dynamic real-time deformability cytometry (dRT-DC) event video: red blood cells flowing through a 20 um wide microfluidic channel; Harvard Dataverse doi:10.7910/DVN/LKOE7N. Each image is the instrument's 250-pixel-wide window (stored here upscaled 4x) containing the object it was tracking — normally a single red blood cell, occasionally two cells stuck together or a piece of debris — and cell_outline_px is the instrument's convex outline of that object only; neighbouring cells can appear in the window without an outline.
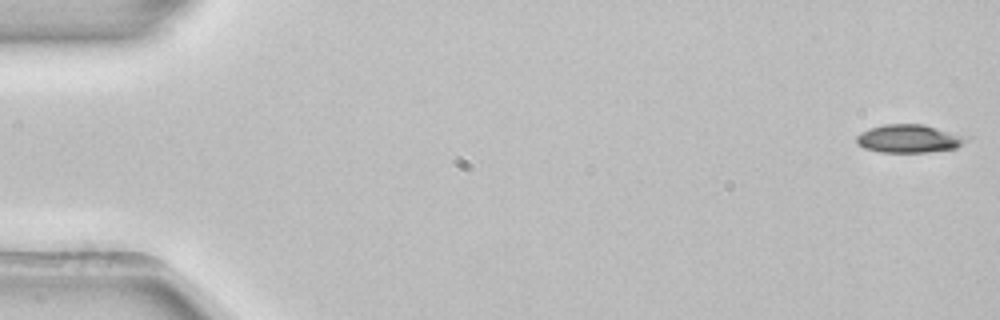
{"species": "common noctule bat (a hibernating species)", "species_latin": "Nyctalus noctula", "temperature_condition": "room temperature", "stored_images_in_passage": 51, "camera_frame_rate_fps": 3000, "um_per_image_px": 0.085, "animal": {"sex": "female", "body_mass_g": 22.7, "forearm_length_mm": 54.2}, "frame": {"image": 1, "passage_image": 1, "time_ms": 0.0, "image_size_px": [1000, 320], "cell_outline_px": [[972, 136], [968, 140], [956, 148], [924, 152], [880, 152], [864, 148], [856, 140], [856, 136], [860, 132], [868, 128], [884, 124], [924, 124]], "centroid_in_image_um": [77.32, 11.76], "position_along_channel_um": 7.7, "area_um2": 18.26}}
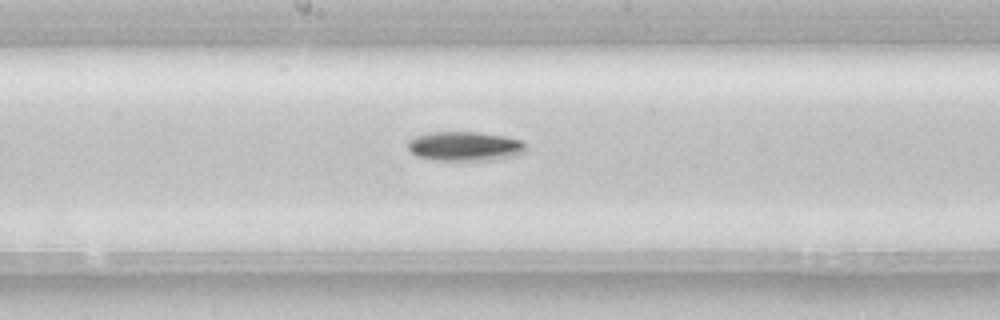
{"frame": {"image": 2, "passage_image": 28, "time_ms": 9.0, "image_size_px": [1000, 320], "cell_outline_px": [[524, 152], [516, 156], [492, 160], [432, 160], [416, 156], [408, 148], [408, 140], [416, 136], [432, 132], [476, 132], [504, 136], [520, 140], [524, 144]], "centroid_in_image_um": [39.49, 12.44], "position_along_channel_um": 208.7, "area_um2": 20.11}}
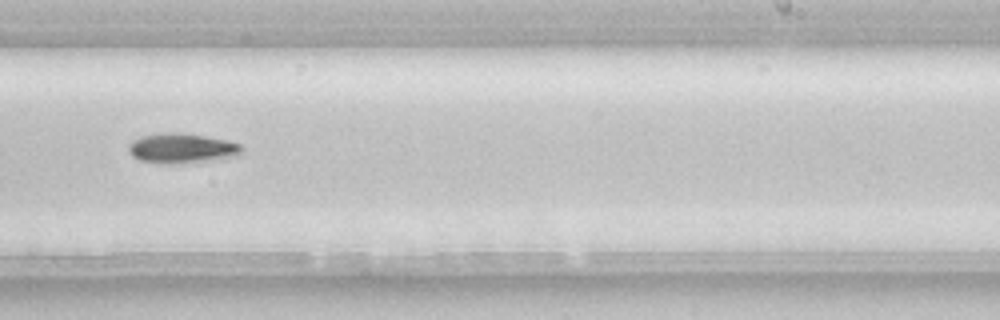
{"frame": {"image": 3, "passage_image": 33, "time_ms": 10.667, "image_size_px": [1000, 320], "cell_outline_px": [[244, 152], [236, 156], [208, 160], [172, 164], [140, 160], [132, 156], [128, 152], [128, 144], [132, 140], [140, 136], [160, 132], [180, 132], [228, 140], [240, 144], [244, 148]], "centroid_in_image_um": [15.43, 12.58], "position_along_channel_um": 273.6, "area_um2": 19.83}}